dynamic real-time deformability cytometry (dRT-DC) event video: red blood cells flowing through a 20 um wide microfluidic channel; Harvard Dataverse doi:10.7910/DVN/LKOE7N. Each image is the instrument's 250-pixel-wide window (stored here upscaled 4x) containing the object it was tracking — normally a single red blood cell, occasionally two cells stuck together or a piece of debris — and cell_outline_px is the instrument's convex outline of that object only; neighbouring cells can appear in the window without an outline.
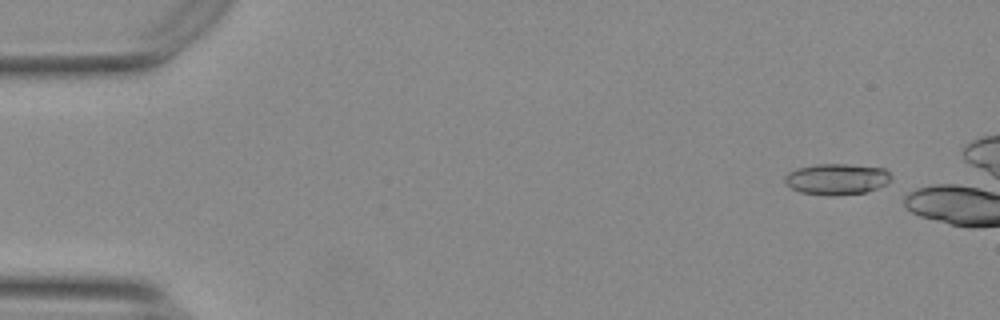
{"species": "Egyptian fruit bat (a non-hibernating species)", "species_latin": "Rousettus aegyptiacus", "temperature_condition": "warm", "stored_images_in_passage": 44, "camera_frame_rate_fps": 3000, "um_per_image_px": 0.085, "animal": {"sex": "female"}, "frame": {"image": 1, "passage_image": 3, "time_ms": 0.667, "image_size_px": [1000, 320], "cell_outline_px": [[892, 180], [876, 188], [864, 192], [832, 196], [828, 196], [800, 192], [792, 188], [784, 180], [784, 176], [788, 172], [796, 168], [816, 164], [848, 164], [884, 168], [892, 176]], "centroid_in_image_um": [71.11, 15.21], "position_along_channel_um": 13.9, "area_um2": 19.25}}
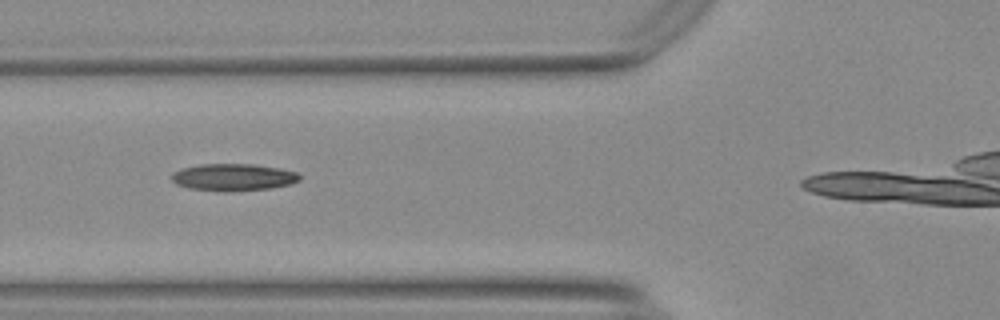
{"frame": {"image": 2, "passage_image": 20, "time_ms": 6.333, "image_size_px": [1000, 320], "cell_outline_px": [[300, 180], [292, 184], [272, 188], [228, 192], [224, 192], [188, 188], [176, 184], [172, 180], [172, 172], [180, 168], [200, 164], [256, 164], [280, 168], [296, 172], [300, 176]], "centroid_in_image_um": [19.83, 15.07], "position_along_channel_um": 106.0, "area_um2": 20.52}}
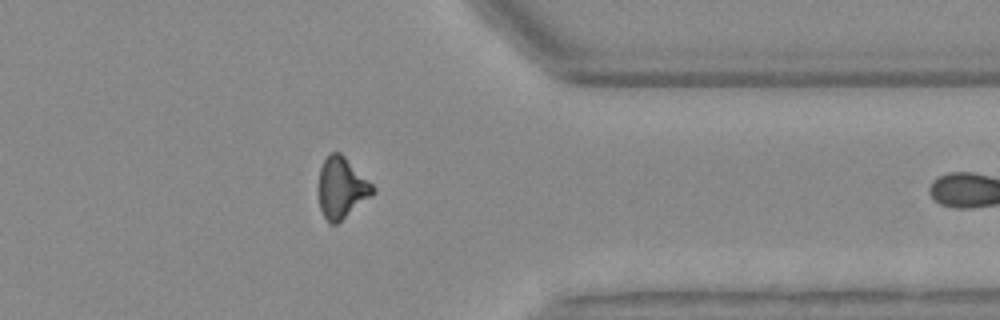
{"frame": {"image": 3, "passage_image": 43, "time_ms": 14.0, "image_size_px": [1000, 320], "cell_outline_px": [[376, 192], [372, 196], [336, 224], [328, 224], [320, 208], [320, 168], [328, 152], [340, 152], [376, 188]], "centroid_in_image_um": [29.05, 15.97], "position_along_channel_um": 382.3, "area_um2": 19.02}}